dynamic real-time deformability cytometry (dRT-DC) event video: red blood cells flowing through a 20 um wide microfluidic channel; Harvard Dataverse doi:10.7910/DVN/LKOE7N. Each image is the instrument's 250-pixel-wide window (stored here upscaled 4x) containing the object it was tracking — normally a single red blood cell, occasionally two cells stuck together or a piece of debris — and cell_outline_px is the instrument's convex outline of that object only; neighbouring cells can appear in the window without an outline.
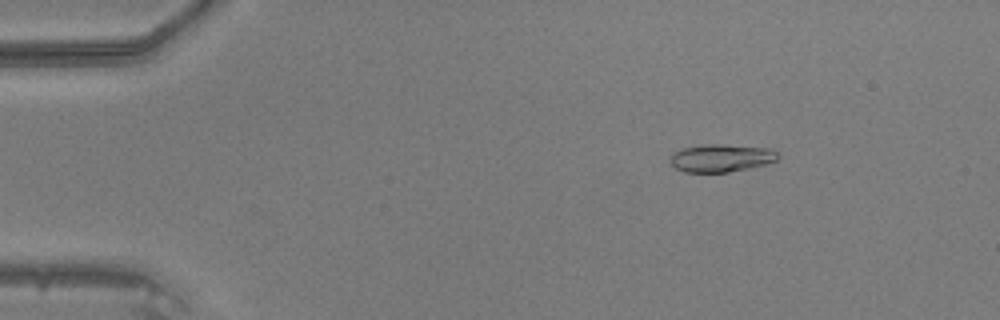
{"species": "common noctule bat (a hibernating species)", "species_latin": "Nyctalus noctula", "temperature_condition": "warm", "stored_images_in_passage": 48, "camera_frame_rate_fps": 3000, "um_per_image_px": 0.085, "animal": {"sex": "male", "body_mass_g": 20.5, "forearm_length_mm": 52.5}, "frame": {"image": 1, "passage_image": 8, "time_ms": 2.333, "image_size_px": [1000, 320], "cell_outline_px": [[780, 156], [776, 160], [764, 164], [748, 168], [728, 172], [684, 172], [676, 168], [672, 164], [668, 156], [672, 152], [680, 148], [704, 144], [720, 144], [772, 148]], "centroid_in_image_um": [61.25, 13.42], "position_along_channel_um": 23.7, "area_um2": 17.57}}
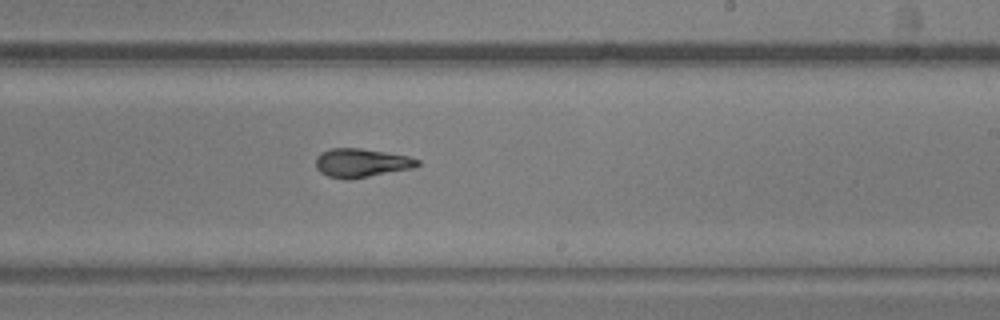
{"frame": {"image": 2, "passage_image": 30, "time_ms": 9.667, "image_size_px": [1000, 320], "cell_outline_px": [[420, 164], [412, 168], [348, 180], [328, 176], [320, 172], [316, 168], [316, 156], [320, 152], [328, 148], [360, 148], [408, 156], [420, 160]], "centroid_in_image_um": [30.67, 13.84], "position_along_channel_um": 258.3, "area_um2": 16.99}}
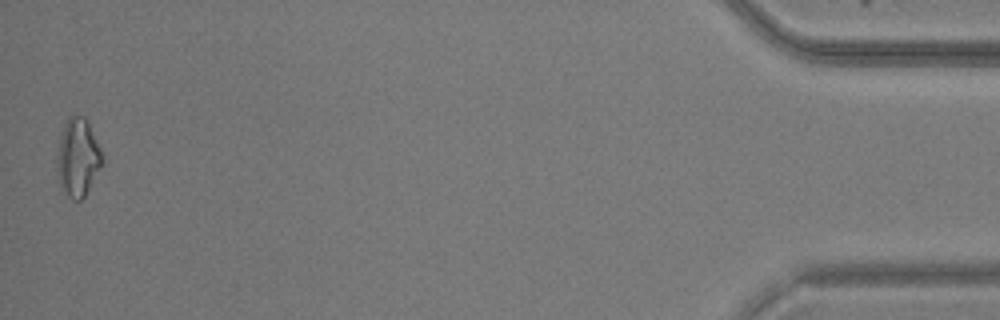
{"frame": {"image": 3, "passage_image": 48, "time_ms": 15.667, "image_size_px": [1000, 320], "cell_outline_px": [[104, 164], [84, 196], [80, 200], [72, 200], [68, 196], [60, 184], [56, 168], [56, 156], [60, 132], [68, 116], [84, 116], [88, 120], [104, 156]], "centroid_in_image_um": [6.63, 13.35], "position_along_channel_um": 428.6, "area_um2": 20.98}}